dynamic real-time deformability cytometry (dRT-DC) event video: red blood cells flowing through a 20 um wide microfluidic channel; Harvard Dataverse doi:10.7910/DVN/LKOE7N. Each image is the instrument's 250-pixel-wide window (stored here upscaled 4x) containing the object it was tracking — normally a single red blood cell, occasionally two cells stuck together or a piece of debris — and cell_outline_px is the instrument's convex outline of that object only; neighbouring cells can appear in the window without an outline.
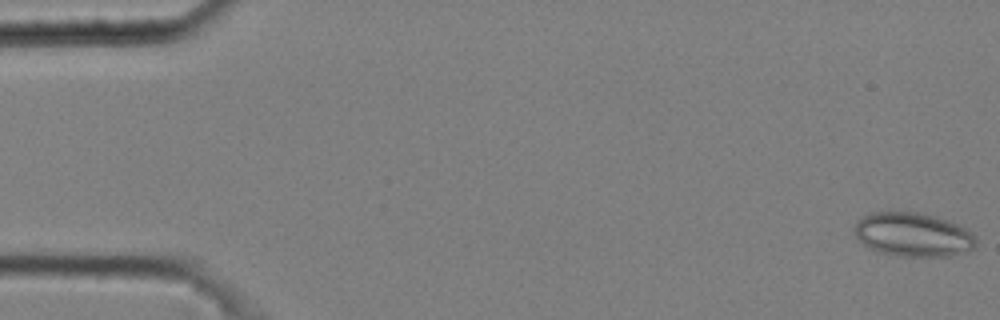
{"species": "common noctule bat (a hibernating species)", "species_latin": "Nyctalus noctula", "temperature_condition": "cold", "stored_images_in_passage": 9, "camera_frame_rate_fps": 3000, "um_per_image_px": 0.085, "animal": {"sex": "male", "body_mass_g": 20.4}, "frame": {"image": 1, "passage_image": 1, "time_ms": 0.0, "image_size_px": [1000, 320], "cell_outline_px": [[976, 244], [968, 252], [952, 256], [900, 256], [876, 252], [868, 248], [856, 236], [852, 228], [864, 216], [872, 212], [920, 212], [936, 216], [948, 220], [972, 232], [976, 236]], "centroid_in_image_um": [77.62, 19.95], "position_along_channel_um": 7.4, "area_um2": 31.33}}
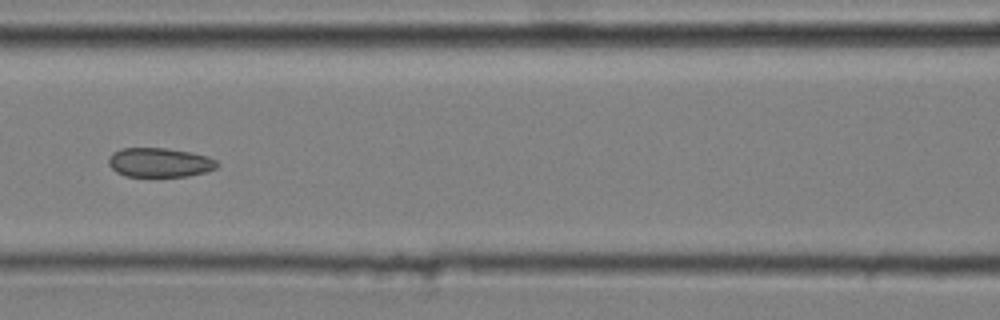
{"frame": {"image": 2, "passage_image": 7, "time_ms": 2.0, "image_size_px": [1000, 320], "cell_outline_px": [[220, 164], [216, 168], [208, 172], [188, 176], [124, 176], [116, 172], [108, 164], [108, 160], [112, 152], [120, 148], [164, 148], [192, 152], [208, 156], [216, 160]], "centroid_in_image_um": [13.58, 13.81], "position_along_channel_um": 153.0, "area_um2": 18.73}}
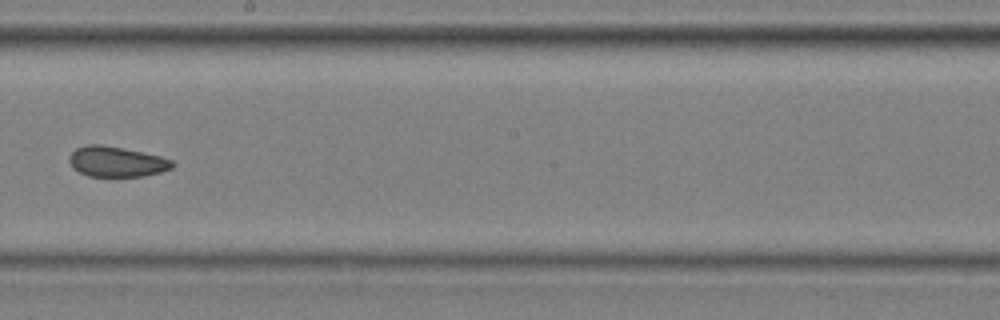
{"frame": {"image": 3, "passage_image": 9, "time_ms": 2.667, "image_size_px": [1000, 320], "cell_outline_px": [[176, 164], [172, 168], [160, 172], [144, 176], [88, 176], [72, 168], [68, 160], [68, 156], [76, 148], [84, 144], [100, 144], [124, 148], [160, 156], [172, 160]], "centroid_in_image_um": [9.88, 13.73], "position_along_channel_um": 238.3, "area_um2": 18.38}}